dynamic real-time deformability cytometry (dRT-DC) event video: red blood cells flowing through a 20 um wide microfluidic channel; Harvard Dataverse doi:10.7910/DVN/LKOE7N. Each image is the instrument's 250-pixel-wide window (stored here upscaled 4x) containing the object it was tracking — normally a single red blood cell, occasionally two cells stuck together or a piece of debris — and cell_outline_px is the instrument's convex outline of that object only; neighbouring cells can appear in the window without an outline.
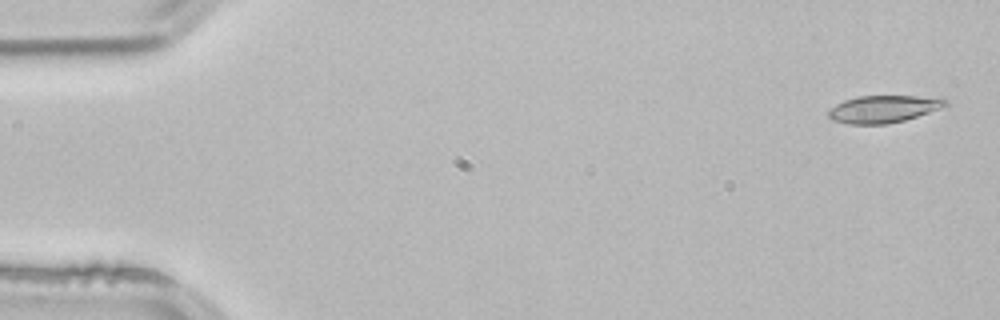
{"species": "common noctule bat (a hibernating species)", "species_latin": "Nyctalus noctula", "temperature_condition": "room temperature", "stored_images_in_passage": 4, "camera_frame_rate_fps": 3000, "um_per_image_px": 0.085, "animal": {"sex": "male", "body_mass_g": 21.5, "forearm_length_mm": 52.0}, "frame": {"image": 1, "passage_image": 1, "time_ms": 0.0, "image_size_px": [1000, 320], "cell_outline_px": [[948, 104], [940, 108], [904, 120], [888, 124], [848, 124], [832, 120], [828, 116], [828, 112], [836, 104], [844, 100], [856, 96], [944, 96], [948, 100]], "centroid_in_image_um": [75.13, 9.25], "position_along_channel_um": 9.9, "area_um2": 18.73}}
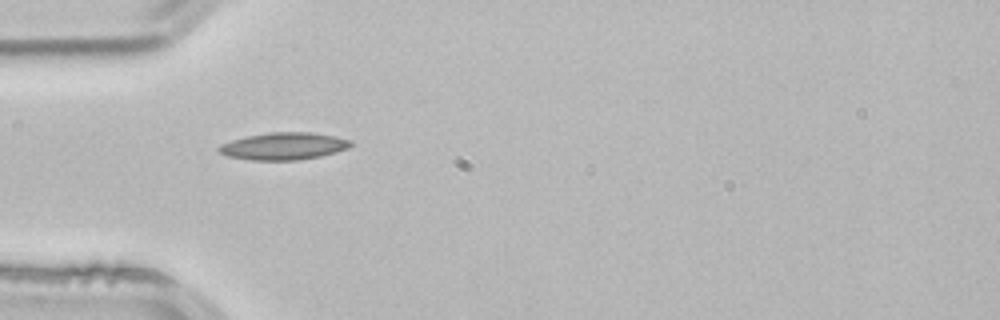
{"frame": {"image": 2, "passage_image": 4, "time_ms": 1.0, "image_size_px": [1000, 320], "cell_outline_px": [[352, 144], [348, 148], [336, 152], [320, 156], [300, 160], [252, 160], [228, 156], [216, 152], [216, 148], [220, 144], [232, 140], [248, 136], [268, 132], [312, 132], [336, 136], [352, 140]], "centroid_in_image_um": [24.11, 12.42], "position_along_channel_um": 60.9, "area_um2": 21.1}}